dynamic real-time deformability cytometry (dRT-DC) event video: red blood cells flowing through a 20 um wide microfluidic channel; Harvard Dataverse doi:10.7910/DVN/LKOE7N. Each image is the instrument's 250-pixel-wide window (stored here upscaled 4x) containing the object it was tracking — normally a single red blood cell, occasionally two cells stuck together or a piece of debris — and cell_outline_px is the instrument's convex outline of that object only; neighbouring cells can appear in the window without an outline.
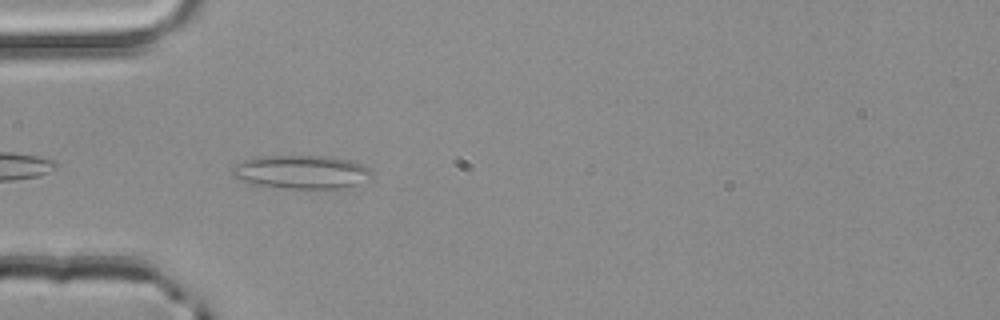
{"species": "common noctule bat (a hibernating species)", "species_latin": "Nyctalus noctula", "temperature_condition": "room temperature", "stored_images_in_passage": 38, "camera_frame_rate_fps": 3000, "um_per_image_px": 0.085, "animal": {"sex": "male", "body_mass_g": 20.4}, "frame": {"image": 1, "passage_image": 2, "time_ms": 0.333, "image_size_px": [1000, 320], "cell_outline_px": [[372, 176], [356, 184], [340, 188], [288, 188], [252, 184], [240, 180], [232, 176], [232, 168], [236, 164], [256, 156], [332, 156], [364, 164], [372, 172]], "centroid_in_image_um": [25.6, 14.6], "position_along_channel_um": 59.4, "area_um2": 27.11}}
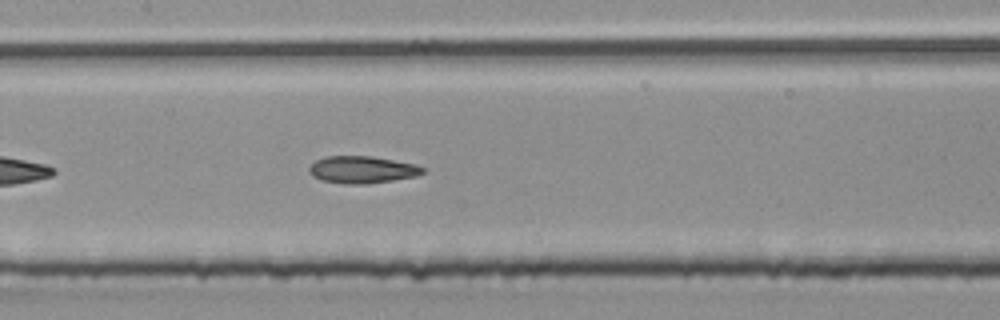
{"frame": {"image": 2, "passage_image": 11, "time_ms": 3.333, "image_size_px": [1000, 320], "cell_outline_px": [[424, 172], [416, 176], [368, 184], [344, 184], [320, 180], [312, 176], [308, 172], [308, 168], [316, 160], [324, 156], [372, 156], [416, 164], [424, 168]], "centroid_in_image_um": [30.75, 14.42], "position_along_channel_um": 176.7, "area_um2": 18.09}}
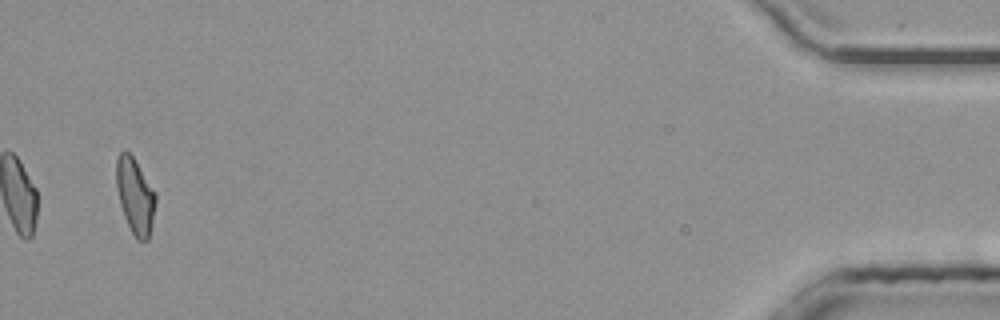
{"frame": {"image": 3, "passage_image": 36, "time_ms": 11.667, "image_size_px": [1000, 320], "cell_outline_px": [[156, 204], [152, 224], [148, 240], [136, 240], [124, 216], [120, 204], [116, 188], [116, 156], [124, 148], [132, 156], [156, 192]], "centroid_in_image_um": [11.48, 16.63], "position_along_channel_um": 423.7, "area_um2": 17.46}, "authors_computed_cell_mechanics": {"area_um2": 17.6868, "velocity_mm_per_s": 4.0314, "shape_relaxation_time_tau1_ms": null, "shape_relaxation_time_tau2_ms": 3.2066, "deformation_change_tau1": null, "deformation_change_tau2": 0.1105}}